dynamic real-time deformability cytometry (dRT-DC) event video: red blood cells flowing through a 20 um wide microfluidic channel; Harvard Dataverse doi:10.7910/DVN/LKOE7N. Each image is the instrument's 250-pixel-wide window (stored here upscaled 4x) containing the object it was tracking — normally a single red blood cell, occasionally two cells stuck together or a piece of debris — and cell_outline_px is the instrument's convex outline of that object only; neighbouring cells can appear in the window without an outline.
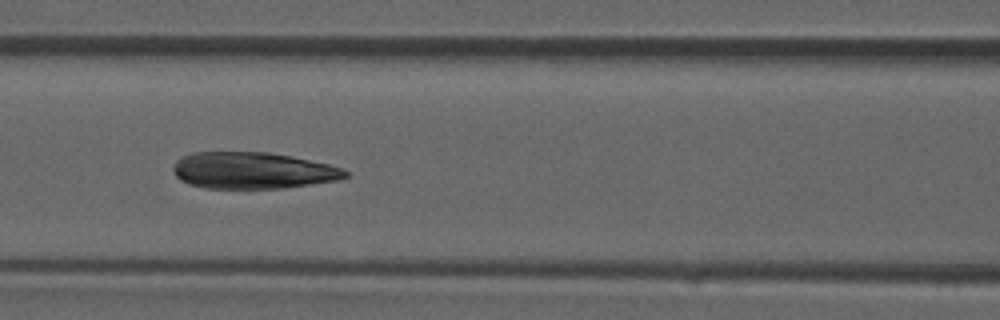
{"species": "common noctule bat (a hibernating species)", "species_latin": "Nyctalus noctula", "temperature_condition": "room temperature", "stored_images_in_passage": 32, "camera_frame_rate_fps": 3000, "um_per_image_px": 0.085, "animal": {"sex": "male", "forearm_length_mm": 52.5}, "frame": {"image": 1, "passage_image": 15, "time_ms": 4.667, "image_size_px": [1000, 320], "cell_outline_px": [[348, 176], [336, 180], [284, 188], [204, 188], [188, 184], [180, 180], [176, 176], [172, 168], [176, 160], [192, 152], [268, 152], [292, 156], [328, 164], [344, 168], [348, 172]], "centroid_in_image_um": [21.46, 14.49], "position_along_channel_um": 145.1, "area_um2": 36.7}}
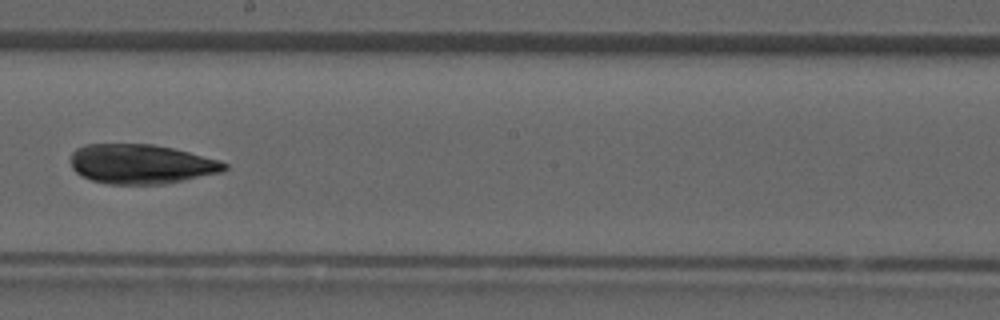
{"frame": {"image": 2, "passage_image": 20, "time_ms": 6.333, "image_size_px": [1000, 320], "cell_outline_px": [[228, 168], [224, 172], [164, 184], [108, 184], [92, 180], [76, 172], [72, 168], [72, 152], [76, 148], [84, 144], [152, 144], [172, 148], [220, 160], [228, 164]], "centroid_in_image_um": [12.02, 13.94], "position_along_channel_um": 236.2, "area_um2": 35.43}}